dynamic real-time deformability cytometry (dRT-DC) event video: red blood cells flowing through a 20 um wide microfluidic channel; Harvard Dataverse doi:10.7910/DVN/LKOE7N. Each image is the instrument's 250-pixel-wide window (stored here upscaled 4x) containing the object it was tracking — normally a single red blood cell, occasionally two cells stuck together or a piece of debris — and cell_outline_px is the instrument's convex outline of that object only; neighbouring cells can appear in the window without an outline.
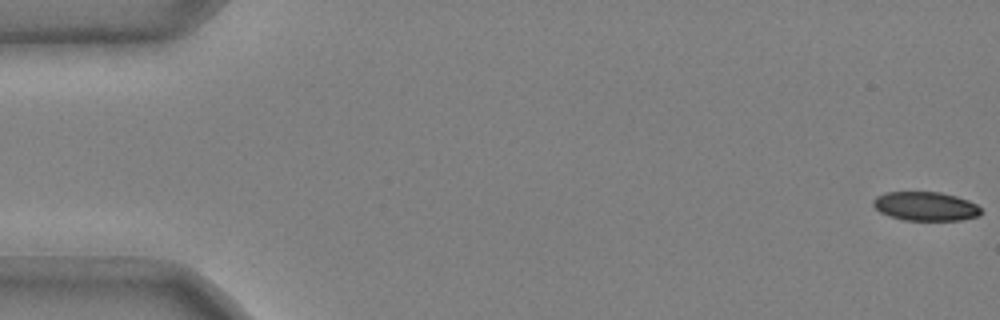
{"species": "common noctule bat (a hibernating species)", "species_latin": "Nyctalus noctula", "temperature_condition": "cold", "stored_images_in_passage": 52, "camera_frame_rate_fps": 3000, "um_per_image_px": 0.085, "animal": {"sex": "male", "body_mass_g": 20.4}, "frame": {"image": 1, "passage_image": 1, "time_ms": 0.0, "image_size_px": [1000, 320], "cell_outline_px": [[984, 212], [980, 216], [960, 220], [904, 220], [888, 216], [880, 212], [872, 204], [872, 200], [876, 196], [888, 192], [940, 192], [956, 196], [968, 200], [976, 204]], "centroid_in_image_um": [78.68, 17.54], "position_along_channel_um": 6.3, "area_um2": 18.32}}
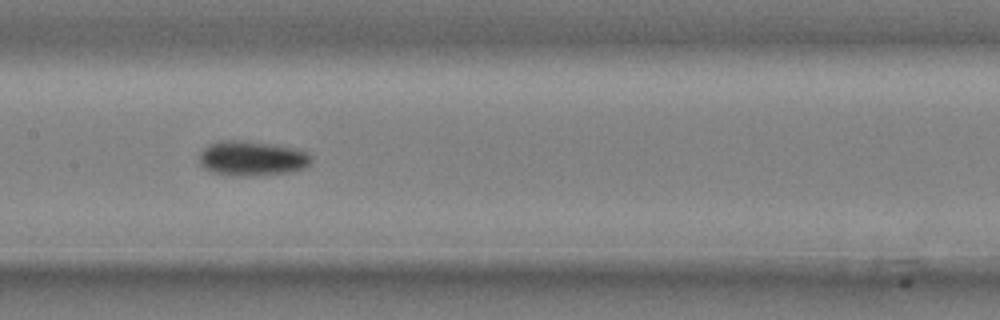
{"frame": {"image": 2, "passage_image": 27, "time_ms": 8.667, "image_size_px": [1000, 320], "cell_outline_px": [[312, 164], [304, 168], [288, 172], [252, 176], [236, 176], [212, 172], [204, 168], [200, 164], [200, 152], [208, 144], [220, 140], [240, 140], [272, 144], [308, 152], [312, 156]], "centroid_in_image_um": [21.41, 13.46], "position_along_channel_um": 186.0, "area_um2": 22.77}}
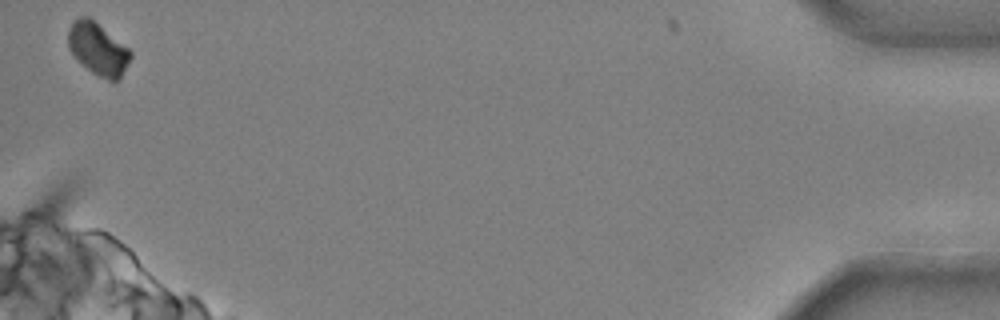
{"frame": {"image": 3, "passage_image": 52, "time_ms": 17.0, "image_size_px": [1000, 320], "cell_outline_px": [[132, 56], [120, 80], [108, 80], [92, 72], [68, 48], [68, 28], [80, 16], [88, 16], [128, 48], [132, 52]], "centroid_in_image_um": [8.35, 4.16], "position_along_channel_um": 426.9, "area_um2": 18.5}, "authors_computed_cell_mechanics": {"area_um2": 20.7791, "velocity_mm_per_s": 3.7148, "shape_relaxation_time_tau1_ms": 4.7038, "shape_relaxation_time_tau2_ms": null, "deformation_change_tau1": 0.0999, "deformation_change_tau2": null}}